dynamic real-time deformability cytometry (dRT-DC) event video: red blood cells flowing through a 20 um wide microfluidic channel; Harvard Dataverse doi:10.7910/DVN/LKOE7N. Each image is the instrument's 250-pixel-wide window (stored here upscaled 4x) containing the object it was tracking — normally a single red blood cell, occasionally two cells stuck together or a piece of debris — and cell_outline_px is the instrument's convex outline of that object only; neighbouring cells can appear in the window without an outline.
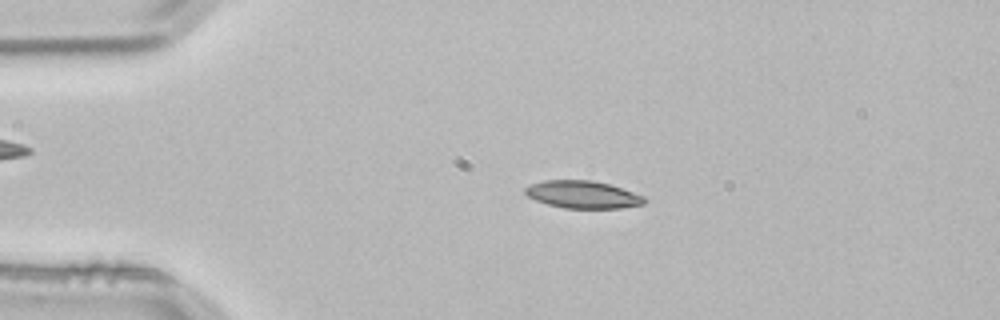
{"species": "common noctule bat (a hibernating species)", "species_latin": "Nyctalus noctula", "temperature_condition": "room temperature", "stored_images_in_passage": 3, "camera_frame_rate_fps": 3000, "um_per_image_px": 0.085, "animal": {"sex": "male", "body_mass_g": 21.5, "forearm_length_mm": 52.0}, "frame": {"image": 1, "passage_image": 2, "time_ms": 0.333, "image_size_px": [1000, 320], "cell_outline_px": [[648, 200], [644, 204], [620, 208], [564, 208], [548, 204], [536, 200], [528, 196], [524, 192], [524, 188], [532, 184], [544, 180], [592, 180], [608, 184], [644, 196]], "centroid_in_image_um": [49.54, 16.54], "position_along_channel_um": 35.5, "area_um2": 18.96}}
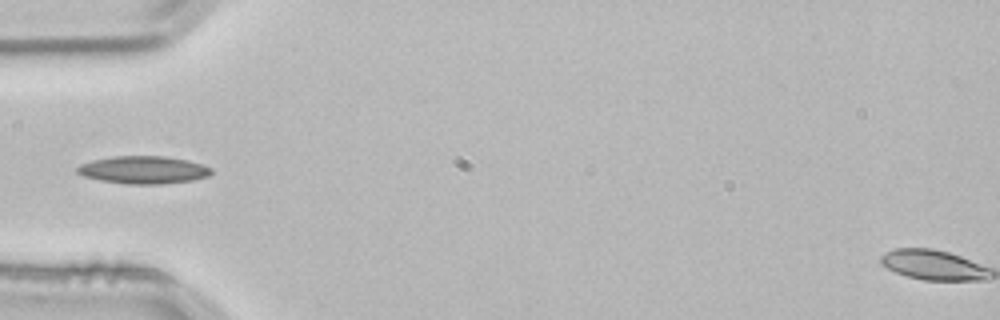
{"frame": {"image": 2, "passage_image": 3, "time_ms": 0.667, "image_size_px": [1000, 320], "cell_outline_px": [[212, 172], [208, 176], [192, 180], [160, 184], [128, 184], [100, 180], [84, 176], [76, 172], [76, 168], [80, 164], [92, 160], [112, 156], [168, 156], [188, 160], [212, 168]], "centroid_in_image_um": [12.18, 14.43], "position_along_channel_um": 72.8, "area_um2": 21.62}}